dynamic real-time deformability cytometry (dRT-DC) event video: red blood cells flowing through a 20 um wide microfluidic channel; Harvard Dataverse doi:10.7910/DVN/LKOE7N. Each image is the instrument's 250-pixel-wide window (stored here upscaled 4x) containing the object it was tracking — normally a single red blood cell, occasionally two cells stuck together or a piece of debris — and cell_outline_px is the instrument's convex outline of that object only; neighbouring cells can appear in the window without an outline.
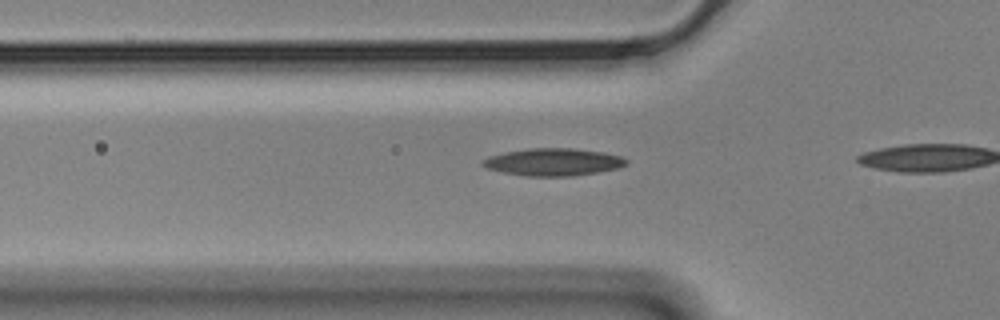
{"species": "Egyptian fruit bat (a non-hibernating species)", "species_latin": "Rousettus aegyptiacus", "temperature_condition": "cold", "stored_images_in_passage": 8, "camera_frame_rate_fps": 3000, "um_per_image_px": 0.085, "animal": {"sex": "male"}, "frame": {"image": 1, "passage_image": 6, "time_ms": 1.667, "image_size_px": [1000, 320], "cell_outline_px": [[628, 164], [620, 168], [572, 176], [528, 176], [504, 172], [488, 168], [480, 164], [480, 160], [488, 156], [504, 152], [528, 148], [572, 148], [604, 152], [620, 156], [628, 160]], "centroid_in_image_um": [47.03, 13.76], "position_along_channel_um": 78.8, "area_um2": 23.0}}